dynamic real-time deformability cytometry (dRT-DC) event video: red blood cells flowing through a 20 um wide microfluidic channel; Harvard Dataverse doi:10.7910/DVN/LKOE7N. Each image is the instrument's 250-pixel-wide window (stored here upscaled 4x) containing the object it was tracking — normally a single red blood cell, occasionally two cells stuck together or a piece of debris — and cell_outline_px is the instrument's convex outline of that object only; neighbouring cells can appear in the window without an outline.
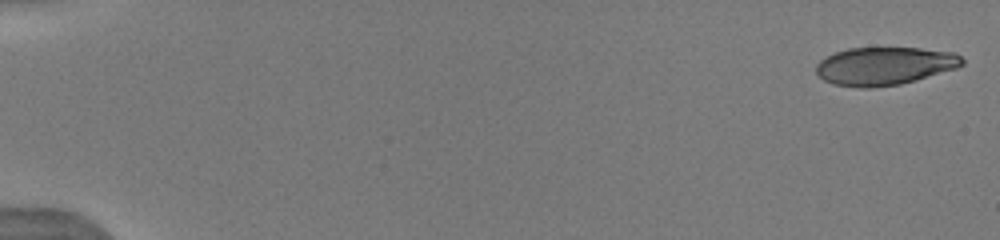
{"species": "human", "species_latin": "Homo sapiens", "temperature_condition": "warm", "stored_images_in_passage": 34, "camera_frame_rate_fps": 3000, "um_per_image_px": 0.085, "donor": {"sex": "male"}, "frame": {"image": 1, "passage_image": 1, "time_ms": 0.0, "image_size_px": [1000, 240], "cell_outline_px": [[964, 64], [956, 68], [916, 80], [900, 84], [868, 88], [864, 88], [832, 84], [824, 80], [816, 72], [816, 64], [820, 60], [836, 52], [848, 48], [920, 48], [956, 52], [964, 60]], "centroid_in_image_um": [75.2, 5.6], "position_along_channel_um": 9.8, "area_um2": 32.31}}
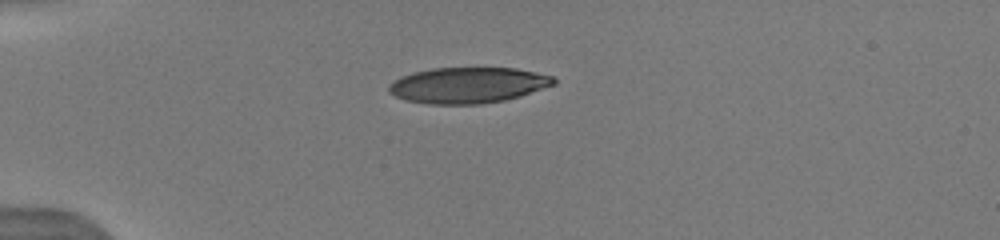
{"frame": {"image": 2, "passage_image": 11, "time_ms": 4.333, "image_size_px": [1000, 240], "cell_outline_px": [[556, 84], [520, 96], [504, 100], [480, 104], [428, 104], [404, 100], [388, 92], [388, 84], [400, 76], [412, 72], [432, 68], [516, 68], [536, 72], [552, 76], [556, 80]], "centroid_in_image_um": [39.74, 7.24], "position_along_channel_um": 45.3, "area_um2": 34.62}}
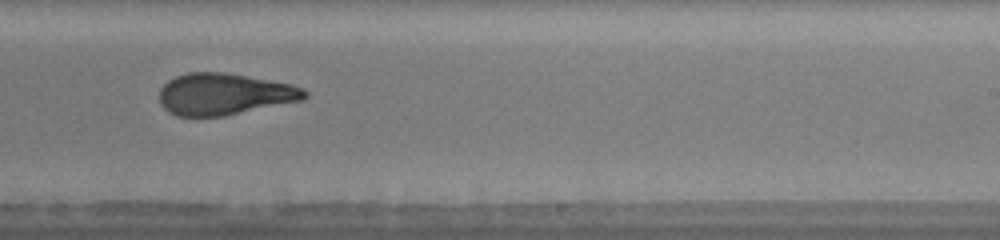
{"frame": {"image": 3, "passage_image": 25, "time_ms": 10.667, "image_size_px": [1000, 240], "cell_outline_px": [[308, 96], [304, 100], [224, 116], [176, 116], [168, 112], [160, 104], [160, 88], [168, 80], [176, 76], [188, 72], [224, 72], [292, 84], [304, 88], [308, 92]], "centroid_in_image_um": [19.08, 8.0], "position_along_channel_um": 269.9, "area_um2": 35.43}, "authors_computed_cell_mechanics": {"area_um2": 35.0846, "velocity_mm_per_s": 4.1035, "shape_relaxation_time_tau1_ms": 7.1067, "shape_relaxation_time_tau2_ms": 1.8206, "deformation_change_tau1": 0.2451, "deformation_change_tau2": 0.1014}}